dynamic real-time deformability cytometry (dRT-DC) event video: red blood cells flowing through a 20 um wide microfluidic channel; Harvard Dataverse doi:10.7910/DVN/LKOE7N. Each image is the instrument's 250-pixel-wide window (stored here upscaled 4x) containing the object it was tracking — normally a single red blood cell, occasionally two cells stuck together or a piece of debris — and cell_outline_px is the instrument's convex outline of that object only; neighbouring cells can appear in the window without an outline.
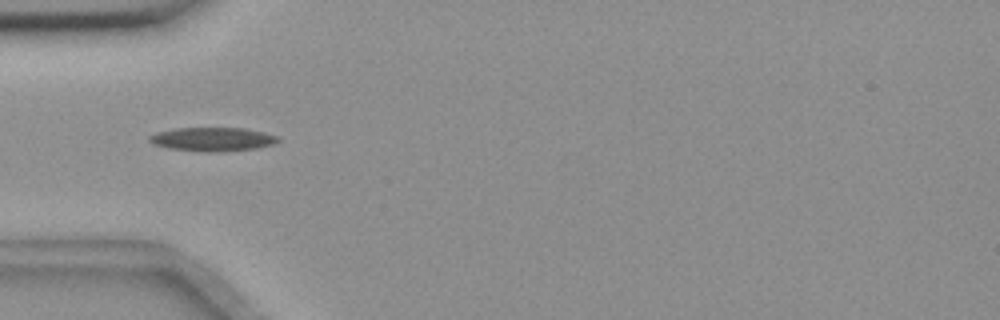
{"species": "common noctule bat (a hibernating species)", "species_latin": "Nyctalus noctula", "temperature_condition": "room temperature", "stored_images_in_passage": 6, "camera_frame_rate_fps": 3000, "um_per_image_px": 0.085, "animal": {"sex": "female", "body_mass_g": 18.4}, "frame": {"image": 1, "passage_image": 2, "time_ms": 1.333, "image_size_px": [1000, 320], "cell_outline_px": [[280, 140], [272, 144], [256, 148], [224, 152], [208, 152], [168, 148], [152, 144], [148, 140], [148, 136], [156, 132], [176, 128], [244, 128], [264, 132], [280, 136]], "centroid_in_image_um": [18.06, 11.83], "position_along_channel_um": 66.9, "area_um2": 17.98}}
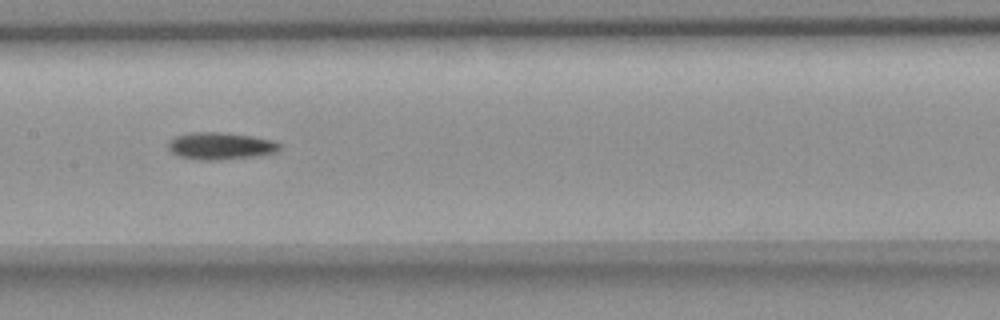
{"frame": {"image": 2, "passage_image": 5, "time_ms": 4.667, "image_size_px": [1000, 320], "cell_outline_px": [[280, 148], [276, 152], [252, 156], [216, 160], [204, 160], [180, 156], [172, 152], [168, 148], [168, 140], [176, 136], [192, 132], [220, 132], [252, 136], [272, 140], [280, 144]], "centroid_in_image_um": [18.72, 12.39], "position_along_channel_um": 188.7, "area_um2": 17.34}}
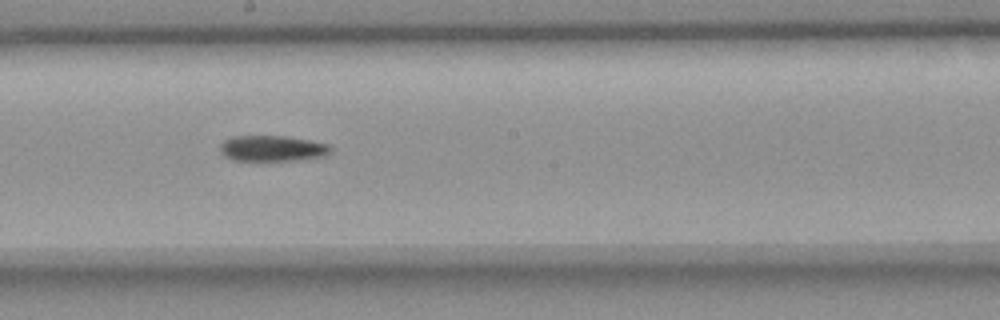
{"frame": {"image": 3, "passage_image": 6, "time_ms": 5.667, "image_size_px": [1000, 320], "cell_outline_px": [[332, 148], [324, 156], [296, 160], [232, 160], [224, 156], [220, 152], [220, 144], [224, 140], [232, 136], [284, 136], [308, 140], [328, 144]], "centroid_in_image_um": [23.09, 12.61], "position_along_channel_um": 225.1, "area_um2": 16.47}}